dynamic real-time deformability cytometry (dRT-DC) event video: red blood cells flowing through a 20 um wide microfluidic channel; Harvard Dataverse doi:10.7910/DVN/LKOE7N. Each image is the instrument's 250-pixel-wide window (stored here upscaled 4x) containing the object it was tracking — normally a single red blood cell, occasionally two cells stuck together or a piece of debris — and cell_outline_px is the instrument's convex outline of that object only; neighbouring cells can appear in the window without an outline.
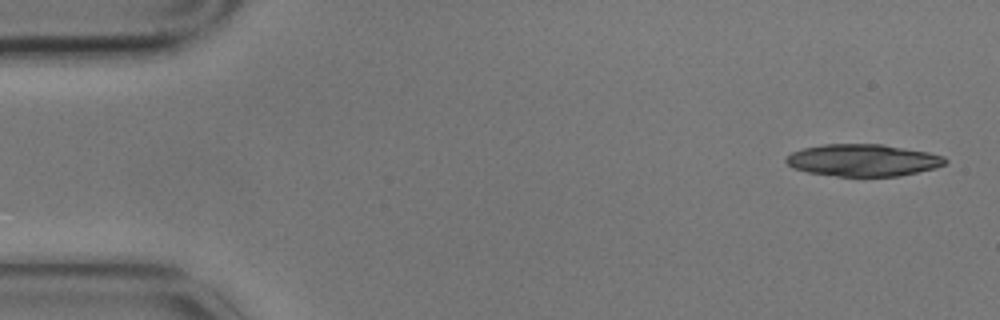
{"species": "common noctule bat (a hibernating species)", "species_latin": "Nyctalus noctula", "temperature_condition": "cold", "stored_images_in_passage": 6, "camera_frame_rate_fps": 3000, "um_per_image_px": 0.085, "animal": {"sex": "male", "body_mass_g": 17.9}, "frame": {"image": 1, "passage_image": 1, "time_ms": 0.0, "image_size_px": [1000, 320], "cell_outline_px": [[948, 160], [944, 164], [936, 168], [900, 176], [836, 176], [808, 172], [792, 168], [784, 160], [792, 152], [804, 148], [824, 144], [884, 144], [928, 152], [944, 156]], "centroid_in_image_um": [73.37, 13.62], "position_along_channel_um": 11.6, "area_um2": 29.77}}